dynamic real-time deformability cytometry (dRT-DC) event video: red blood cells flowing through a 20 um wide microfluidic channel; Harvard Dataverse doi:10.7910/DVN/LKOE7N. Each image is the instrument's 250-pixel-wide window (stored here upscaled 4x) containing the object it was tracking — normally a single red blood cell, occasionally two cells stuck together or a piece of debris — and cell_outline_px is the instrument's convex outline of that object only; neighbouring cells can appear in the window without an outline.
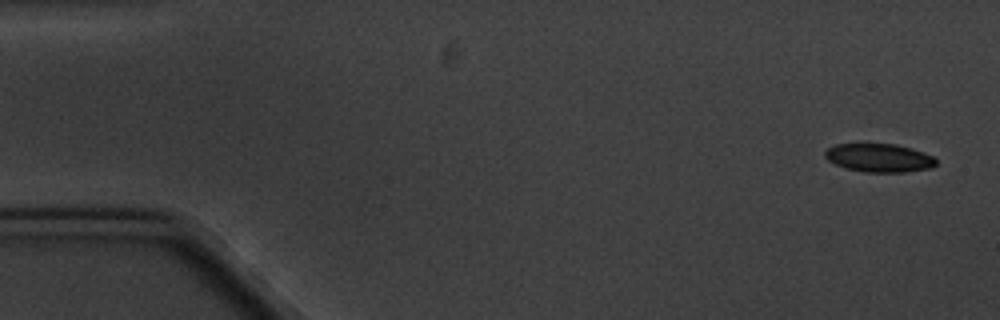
{"species": "common noctule bat (a hibernating species)", "species_latin": "Nyctalus noctula", "temperature_condition": "cold", "stored_images_in_passage": 6, "camera_frame_rate_fps": 3000, "um_per_image_px": 0.085, "animal": {"sex": "male", "body_mass_g": 20.1, "forearm_length_mm": 53.5}, "frame": {"image": 1, "passage_image": 1, "time_ms": 0.0, "image_size_px": [1000, 320], "cell_outline_px": [[936, 164], [932, 168], [904, 172], [864, 172], [848, 168], [836, 164], [828, 160], [824, 156], [824, 152], [828, 148], [836, 144], [896, 144], [912, 148], [924, 152], [932, 156], [936, 160]], "centroid_in_image_um": [74.75, 13.41], "position_along_channel_um": 10.3, "area_um2": 18.32}}